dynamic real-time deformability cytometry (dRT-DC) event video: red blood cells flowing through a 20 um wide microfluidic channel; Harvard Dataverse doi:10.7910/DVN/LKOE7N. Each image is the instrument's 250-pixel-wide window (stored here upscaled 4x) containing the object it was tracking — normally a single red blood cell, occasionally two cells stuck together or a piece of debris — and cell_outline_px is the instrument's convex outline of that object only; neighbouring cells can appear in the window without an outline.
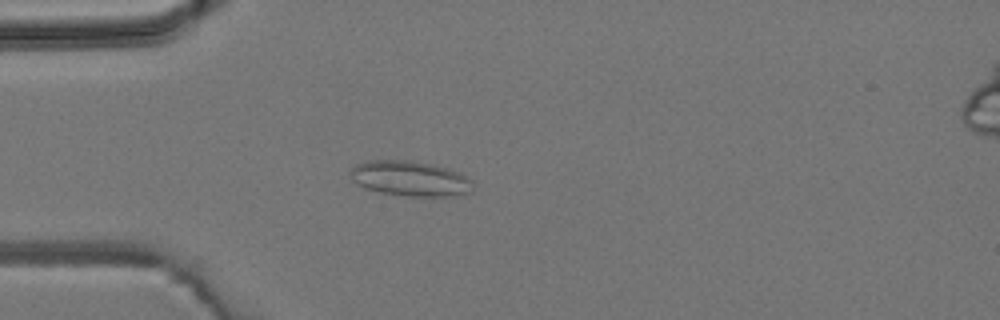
{"species": "common noctule bat (a hibernating species)", "species_latin": "Nyctalus noctula", "temperature_condition": "room temperature", "stored_images_in_passage": 5, "camera_frame_rate_fps": 3000, "um_per_image_px": 0.085, "animal": {"sex": "male", "body_mass_g": 19.2, "forearm_length_mm": 51.8}, "frame": {"image": 1, "passage_image": 4, "time_ms": 4.333, "image_size_px": [1000, 320], "cell_outline_px": [[472, 192], [460, 196], [404, 196], [380, 192], [364, 188], [356, 184], [352, 180], [348, 172], [356, 164], [368, 160], [408, 160], [432, 164], [448, 168], [460, 172], [472, 180]], "centroid_in_image_um": [34.86, 15.18], "position_along_channel_um": 50.1, "area_um2": 25.55}}